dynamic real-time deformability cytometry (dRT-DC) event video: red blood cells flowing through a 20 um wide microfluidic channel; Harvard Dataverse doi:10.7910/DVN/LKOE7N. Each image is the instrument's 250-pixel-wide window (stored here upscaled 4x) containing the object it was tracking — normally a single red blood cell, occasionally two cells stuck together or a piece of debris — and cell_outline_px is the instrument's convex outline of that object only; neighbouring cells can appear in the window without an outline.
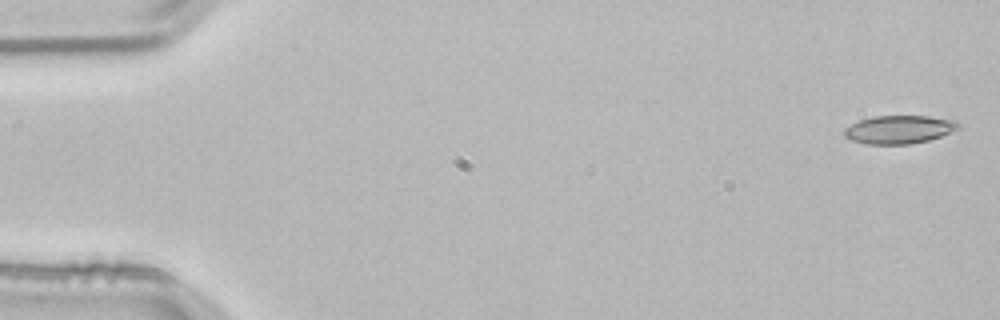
{"species": "common noctule bat (a hibernating species)", "species_latin": "Nyctalus noctula", "temperature_condition": "room temperature", "stored_images_in_passage": 4, "camera_frame_rate_fps": 3000, "um_per_image_px": 0.085, "animal": {"sex": "male", "body_mass_g": 21.5, "forearm_length_mm": 52.0}, "frame": {"image": 1, "passage_image": 1, "time_ms": 0.0, "image_size_px": [1000, 320], "cell_outline_px": [[960, 128], [940, 136], [928, 140], [912, 144], [864, 144], [852, 140], [844, 136], [844, 128], [860, 120], [872, 116], [928, 116], [956, 120], [960, 124]], "centroid_in_image_um": [76.43, 11.01], "position_along_channel_um": 8.6, "area_um2": 18.79}}